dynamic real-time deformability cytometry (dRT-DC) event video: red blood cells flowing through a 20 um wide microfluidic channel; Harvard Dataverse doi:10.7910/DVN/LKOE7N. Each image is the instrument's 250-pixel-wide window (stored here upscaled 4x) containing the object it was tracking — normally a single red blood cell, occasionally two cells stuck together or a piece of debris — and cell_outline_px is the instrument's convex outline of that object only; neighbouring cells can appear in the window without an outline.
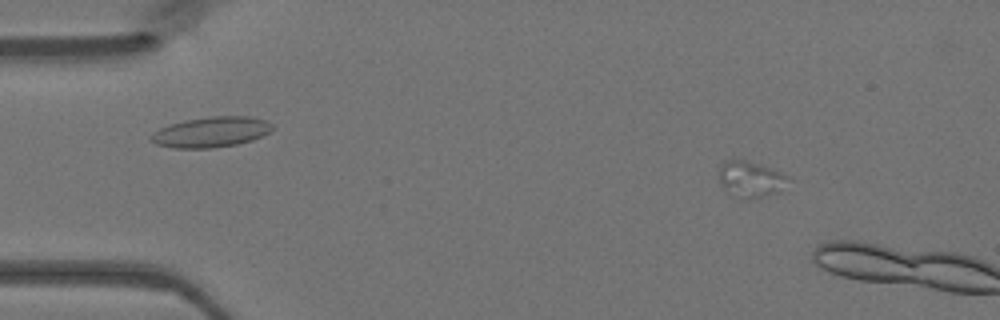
{"species": "Egyptian fruit bat (a non-hibernating species)", "species_latin": "Rousettus aegyptiacus", "temperature_condition": "warm", "stored_images_in_passage": 8, "camera_frame_rate_fps": 3000, "um_per_image_px": 0.085, "animal": {"sex": "female"}, "frame": {"image": 1, "passage_image": 6, "time_ms": 1.667, "image_size_px": [1000, 320], "cell_outline_px": [[792, 176], [780, 192], [740, 200], [720, 180], [720, 164], [724, 160], [744, 160], [760, 164]], "centroid_in_image_um": [63.88, 15.2], "position_along_channel_um": 21.1, "area_um2": 14.22}}